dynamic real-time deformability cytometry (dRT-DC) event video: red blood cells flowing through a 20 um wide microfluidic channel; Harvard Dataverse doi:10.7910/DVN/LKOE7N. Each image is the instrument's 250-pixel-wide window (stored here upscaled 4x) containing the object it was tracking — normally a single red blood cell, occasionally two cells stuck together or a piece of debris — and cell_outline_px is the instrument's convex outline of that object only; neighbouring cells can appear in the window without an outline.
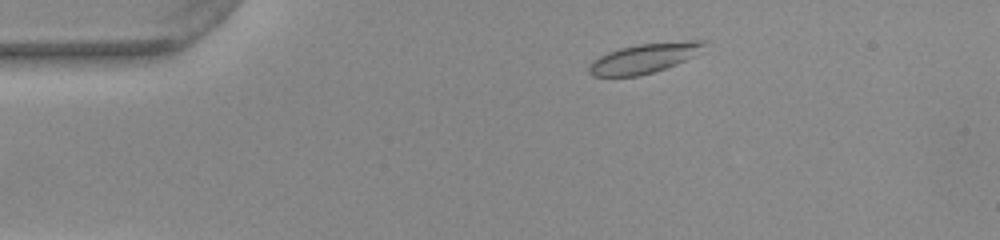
{"species": "common noctule bat (a hibernating species)", "species_latin": "Nyctalus noctula", "temperature_condition": "warm", "stored_images_in_passage": 20, "camera_frame_rate_fps": 3000, "um_per_image_px": 0.085, "animal": {"sex": "female", "body_mass_g": 22.0, "forearm_length_mm": 56.7}, "frame": {"image": 1, "passage_image": 5, "time_ms": 1.333, "image_size_px": [1000, 240], "cell_outline_px": [[704, 52], [676, 64], [640, 76], [592, 76], [588, 72], [588, 68], [592, 60], [608, 52], [620, 48], [640, 44], [688, 40], [704, 40]], "centroid_in_image_um": [54.78, 4.95], "position_along_channel_um": 30.2, "area_um2": 19.94}}
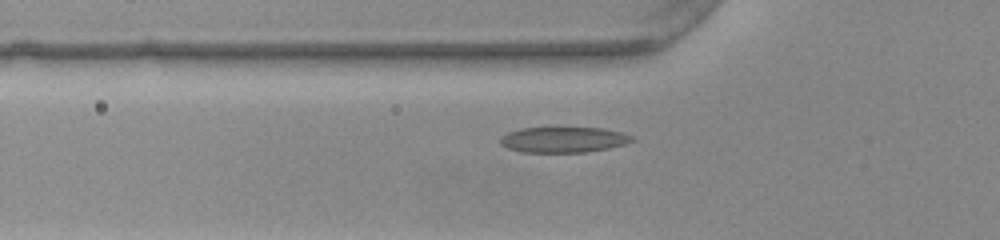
{"frame": {"image": 2, "passage_image": 13, "time_ms": 4.0, "image_size_px": [1000, 240], "cell_outline_px": [[636, 140], [624, 144], [608, 148], [584, 152], [524, 152], [508, 148], [500, 144], [500, 136], [508, 132], [520, 128], [600, 128], [620, 132], [636, 136]], "centroid_in_image_um": [47.9, 11.87], "position_along_channel_um": 77.9, "area_um2": 19.59}}
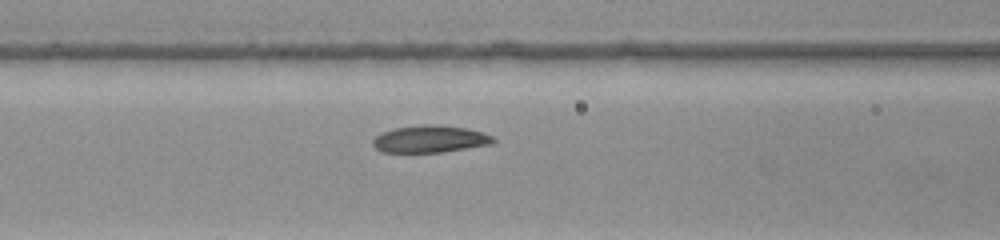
{"frame": {"image": 3, "passage_image": 17, "time_ms": 5.333, "image_size_px": [1000, 240], "cell_outline_px": [[496, 140], [492, 144], [440, 152], [384, 152], [376, 148], [372, 144], [372, 140], [376, 136], [392, 128], [424, 124], [428, 124], [468, 128], [492, 136]], "centroid_in_image_um": [36.54, 11.81], "position_along_channel_um": 130.1, "area_um2": 18.84}}